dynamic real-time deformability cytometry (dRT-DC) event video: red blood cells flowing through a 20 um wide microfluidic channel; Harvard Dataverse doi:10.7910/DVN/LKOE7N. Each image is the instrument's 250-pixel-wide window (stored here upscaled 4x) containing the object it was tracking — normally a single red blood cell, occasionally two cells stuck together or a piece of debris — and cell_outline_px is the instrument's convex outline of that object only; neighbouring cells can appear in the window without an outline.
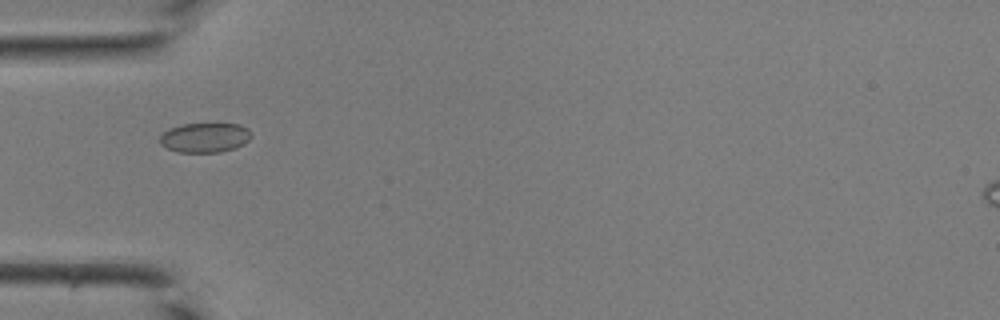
{"species": "common noctule bat (a hibernating species)", "species_latin": "Nyctalus noctula", "temperature_condition": "room temperature", "stored_images_in_passage": 29, "camera_frame_rate_fps": 3000, "um_per_image_px": 0.085, "animal": {"sex": "male", "body_mass_g": 19.0, "forearm_length_mm": 50.8}, "frame": {"image": 1, "passage_image": 1, "time_ms": 0.0, "image_size_px": [1000, 320], "cell_outline_px": [[252, 136], [244, 144], [236, 148], [220, 152], [176, 152], [160, 144], [160, 136], [168, 128], [180, 124], [240, 124], [248, 128], [252, 132]], "centroid_in_image_um": [17.43, 11.69], "position_along_channel_um": 67.6, "area_um2": 15.95}}
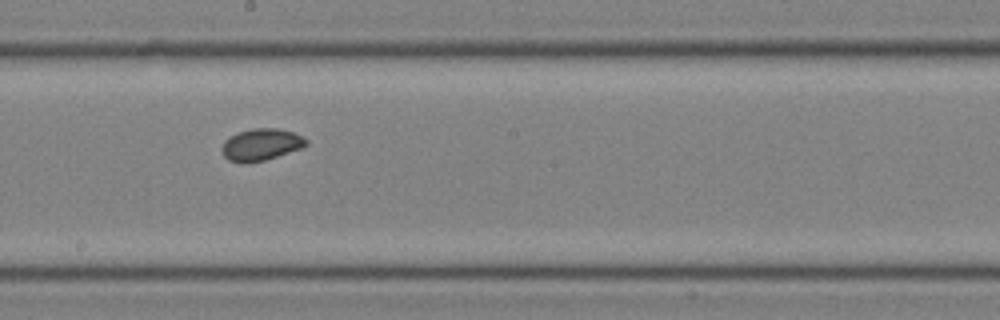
{"frame": {"image": 2, "passage_image": 11, "time_ms": 3.333, "image_size_px": [1000, 320], "cell_outline_px": [[308, 144], [300, 148], [264, 160], [248, 164], [244, 164], [228, 160], [220, 152], [220, 148], [224, 140], [228, 136], [236, 132], [252, 128], [276, 128], [292, 132], [308, 140]], "centroid_in_image_um": [22.1, 12.29], "position_along_channel_um": 226.1, "area_um2": 15.84}}
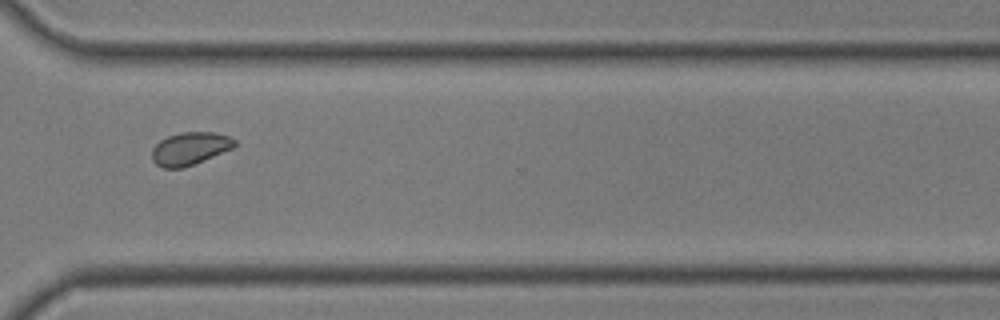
{"frame": {"image": 3, "passage_image": 19, "time_ms": 6.0, "image_size_px": [1000, 320], "cell_outline_px": [[236, 144], [232, 148], [184, 168], [164, 168], [156, 164], [152, 160], [152, 148], [160, 140], [168, 136], [180, 132], [216, 132], [228, 136], [236, 140]], "centroid_in_image_um": [16.12, 12.62], "position_along_channel_um": 354.5, "area_um2": 15.72}}